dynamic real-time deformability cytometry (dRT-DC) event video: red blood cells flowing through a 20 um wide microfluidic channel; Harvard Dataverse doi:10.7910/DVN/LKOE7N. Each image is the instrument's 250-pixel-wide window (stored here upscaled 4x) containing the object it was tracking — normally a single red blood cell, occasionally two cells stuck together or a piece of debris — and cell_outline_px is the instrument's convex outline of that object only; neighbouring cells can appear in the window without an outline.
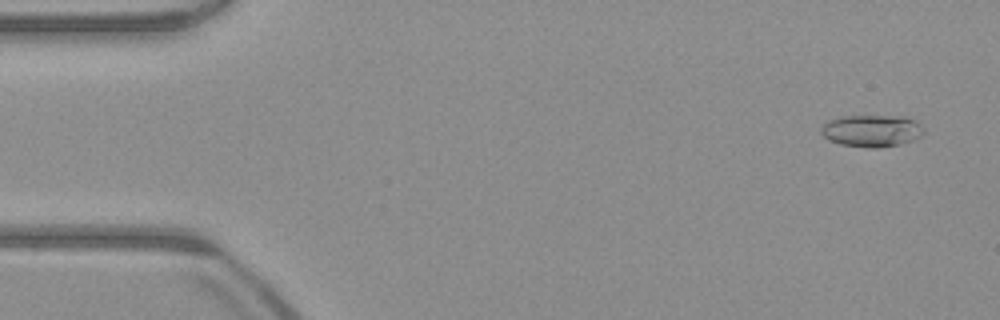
{"species": "common noctule bat (a hibernating species)", "species_latin": "Nyctalus noctula", "temperature_condition": "warm", "stored_images_in_passage": 46, "camera_frame_rate_fps": 3000, "um_per_image_px": 0.085, "animal": {"sex": "male", "body_mass_g": 23.1, "forearm_length_mm": 52.7}, "frame": {"image": 1, "passage_image": 3, "time_ms": 0.667, "image_size_px": [1000, 320], "cell_outline_px": [[924, 132], [920, 136], [912, 140], [900, 144], [880, 148], [868, 148], [840, 144], [828, 140], [820, 132], [820, 128], [828, 120], [840, 116], [904, 116], [916, 120], [924, 128]], "centroid_in_image_um": [74.09, 11.11], "position_along_channel_um": 10.9, "area_um2": 19.36}}
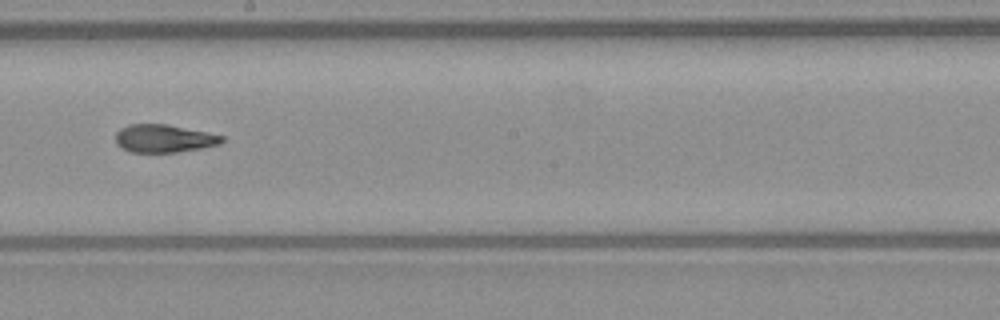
{"frame": {"image": 2, "passage_image": 29, "time_ms": 9.333, "image_size_px": [1000, 320], "cell_outline_px": [[224, 140], [220, 144], [200, 148], [176, 152], [132, 152], [116, 144], [116, 132], [120, 128], [128, 124], [168, 124], [224, 136]], "centroid_in_image_um": [13.92, 11.76], "position_along_channel_um": 234.3, "area_um2": 17.17}}
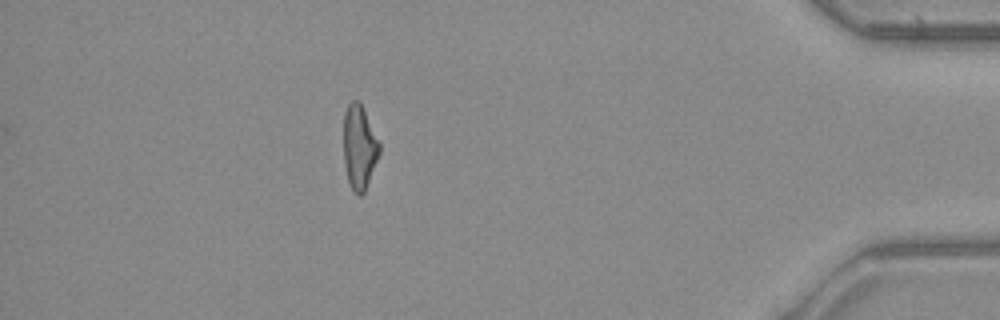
{"frame": {"image": 3, "passage_image": 46, "time_ms": 15.0, "image_size_px": [1000, 320], "cell_outline_px": [[380, 152], [364, 192], [360, 196], [356, 196], [352, 192], [348, 180], [344, 164], [344, 112], [348, 104], [352, 100], [360, 100], [380, 144]], "centroid_in_image_um": [30.53, 12.5], "position_along_channel_um": 404.7, "area_um2": 17.63}, "authors_computed_cell_mechanics": {"area_um2": 18.1492, "velocity_mm_per_s": 3.9724, "shape_relaxation_time_tau1_ms": null, "shape_relaxation_time_tau2_ms": 2.4849, "deformation_change_tau1": null, "deformation_change_tau2": 0.1002}}